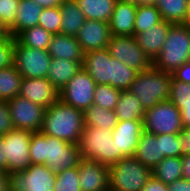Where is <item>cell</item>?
<instances>
[{
    "instance_id": "6da1fadb",
    "label": "cell",
    "mask_w": 190,
    "mask_h": 191,
    "mask_svg": "<svg viewBox=\"0 0 190 191\" xmlns=\"http://www.w3.org/2000/svg\"><path fill=\"white\" fill-rule=\"evenodd\" d=\"M31 164H45L55 173L78 166L79 144L68 143L41 132H32L29 145Z\"/></svg>"
},
{
    "instance_id": "7a4b0ae2",
    "label": "cell",
    "mask_w": 190,
    "mask_h": 191,
    "mask_svg": "<svg viewBox=\"0 0 190 191\" xmlns=\"http://www.w3.org/2000/svg\"><path fill=\"white\" fill-rule=\"evenodd\" d=\"M83 69L96 84L111 85L121 91L129 90L138 71L112 57L107 48L84 53Z\"/></svg>"
},
{
    "instance_id": "3957f363",
    "label": "cell",
    "mask_w": 190,
    "mask_h": 191,
    "mask_svg": "<svg viewBox=\"0 0 190 191\" xmlns=\"http://www.w3.org/2000/svg\"><path fill=\"white\" fill-rule=\"evenodd\" d=\"M84 126L83 111L58 99L46 108L40 132L68 143L79 144Z\"/></svg>"
},
{
    "instance_id": "277c9868",
    "label": "cell",
    "mask_w": 190,
    "mask_h": 191,
    "mask_svg": "<svg viewBox=\"0 0 190 191\" xmlns=\"http://www.w3.org/2000/svg\"><path fill=\"white\" fill-rule=\"evenodd\" d=\"M189 61L190 27L186 24L171 25L163 48L153 61V67L171 74Z\"/></svg>"
},
{
    "instance_id": "5b68a950",
    "label": "cell",
    "mask_w": 190,
    "mask_h": 191,
    "mask_svg": "<svg viewBox=\"0 0 190 191\" xmlns=\"http://www.w3.org/2000/svg\"><path fill=\"white\" fill-rule=\"evenodd\" d=\"M171 77L170 73L152 66L149 70L138 72L128 91L138 98L146 111L169 100Z\"/></svg>"
},
{
    "instance_id": "8992f818",
    "label": "cell",
    "mask_w": 190,
    "mask_h": 191,
    "mask_svg": "<svg viewBox=\"0 0 190 191\" xmlns=\"http://www.w3.org/2000/svg\"><path fill=\"white\" fill-rule=\"evenodd\" d=\"M80 156L111 166L120 160V151L112 138V130L99 127H86L82 130L79 141Z\"/></svg>"
},
{
    "instance_id": "52a82bcc",
    "label": "cell",
    "mask_w": 190,
    "mask_h": 191,
    "mask_svg": "<svg viewBox=\"0 0 190 191\" xmlns=\"http://www.w3.org/2000/svg\"><path fill=\"white\" fill-rule=\"evenodd\" d=\"M110 191H141L151 177V169L135 156L124 157L108 167Z\"/></svg>"
},
{
    "instance_id": "ba28073f",
    "label": "cell",
    "mask_w": 190,
    "mask_h": 191,
    "mask_svg": "<svg viewBox=\"0 0 190 191\" xmlns=\"http://www.w3.org/2000/svg\"><path fill=\"white\" fill-rule=\"evenodd\" d=\"M180 110L169 100L145 111L143 129L155 135L180 134L183 130Z\"/></svg>"
},
{
    "instance_id": "9c48e42d",
    "label": "cell",
    "mask_w": 190,
    "mask_h": 191,
    "mask_svg": "<svg viewBox=\"0 0 190 191\" xmlns=\"http://www.w3.org/2000/svg\"><path fill=\"white\" fill-rule=\"evenodd\" d=\"M56 173L45 164H31L20 173L8 174L9 191H54Z\"/></svg>"
},
{
    "instance_id": "30bf717a",
    "label": "cell",
    "mask_w": 190,
    "mask_h": 191,
    "mask_svg": "<svg viewBox=\"0 0 190 191\" xmlns=\"http://www.w3.org/2000/svg\"><path fill=\"white\" fill-rule=\"evenodd\" d=\"M51 60L48 50L28 48L15 39L13 65L22 78H47Z\"/></svg>"
},
{
    "instance_id": "8fae6325",
    "label": "cell",
    "mask_w": 190,
    "mask_h": 191,
    "mask_svg": "<svg viewBox=\"0 0 190 191\" xmlns=\"http://www.w3.org/2000/svg\"><path fill=\"white\" fill-rule=\"evenodd\" d=\"M32 131L14 129L4 134L7 174L20 173L31 165L29 154Z\"/></svg>"
},
{
    "instance_id": "7c38bea8",
    "label": "cell",
    "mask_w": 190,
    "mask_h": 191,
    "mask_svg": "<svg viewBox=\"0 0 190 191\" xmlns=\"http://www.w3.org/2000/svg\"><path fill=\"white\" fill-rule=\"evenodd\" d=\"M107 49L112 57L138 72L153 66L152 60L142 51L134 36L112 35Z\"/></svg>"
},
{
    "instance_id": "4fadbf2b",
    "label": "cell",
    "mask_w": 190,
    "mask_h": 191,
    "mask_svg": "<svg viewBox=\"0 0 190 191\" xmlns=\"http://www.w3.org/2000/svg\"><path fill=\"white\" fill-rule=\"evenodd\" d=\"M96 85L95 81L82 67L59 91V99L75 109L84 111L93 104Z\"/></svg>"
},
{
    "instance_id": "5bb4252c",
    "label": "cell",
    "mask_w": 190,
    "mask_h": 191,
    "mask_svg": "<svg viewBox=\"0 0 190 191\" xmlns=\"http://www.w3.org/2000/svg\"><path fill=\"white\" fill-rule=\"evenodd\" d=\"M15 129L40 132L46 108L17 95L7 101Z\"/></svg>"
},
{
    "instance_id": "9a60e30c",
    "label": "cell",
    "mask_w": 190,
    "mask_h": 191,
    "mask_svg": "<svg viewBox=\"0 0 190 191\" xmlns=\"http://www.w3.org/2000/svg\"><path fill=\"white\" fill-rule=\"evenodd\" d=\"M78 174L81 191H110L108 166L81 158Z\"/></svg>"
},
{
    "instance_id": "2e32d148",
    "label": "cell",
    "mask_w": 190,
    "mask_h": 191,
    "mask_svg": "<svg viewBox=\"0 0 190 191\" xmlns=\"http://www.w3.org/2000/svg\"><path fill=\"white\" fill-rule=\"evenodd\" d=\"M108 22L86 20L76 38L84 53L107 48L111 39Z\"/></svg>"
},
{
    "instance_id": "e0dca14e",
    "label": "cell",
    "mask_w": 190,
    "mask_h": 191,
    "mask_svg": "<svg viewBox=\"0 0 190 191\" xmlns=\"http://www.w3.org/2000/svg\"><path fill=\"white\" fill-rule=\"evenodd\" d=\"M143 130V120L118 121L112 130V138L117 145V151H120V160L134 156Z\"/></svg>"
},
{
    "instance_id": "ac0fdd59",
    "label": "cell",
    "mask_w": 190,
    "mask_h": 191,
    "mask_svg": "<svg viewBox=\"0 0 190 191\" xmlns=\"http://www.w3.org/2000/svg\"><path fill=\"white\" fill-rule=\"evenodd\" d=\"M19 95L45 108L59 99V91L47 78H23Z\"/></svg>"
},
{
    "instance_id": "d6986e66",
    "label": "cell",
    "mask_w": 190,
    "mask_h": 191,
    "mask_svg": "<svg viewBox=\"0 0 190 191\" xmlns=\"http://www.w3.org/2000/svg\"><path fill=\"white\" fill-rule=\"evenodd\" d=\"M137 5L131 0H117L108 22L112 35L134 36Z\"/></svg>"
},
{
    "instance_id": "ffe728a7",
    "label": "cell",
    "mask_w": 190,
    "mask_h": 191,
    "mask_svg": "<svg viewBox=\"0 0 190 191\" xmlns=\"http://www.w3.org/2000/svg\"><path fill=\"white\" fill-rule=\"evenodd\" d=\"M134 156L149 169H153L164 159V152L161 147V134L155 135L145 130L138 139Z\"/></svg>"
},
{
    "instance_id": "44dd1931",
    "label": "cell",
    "mask_w": 190,
    "mask_h": 191,
    "mask_svg": "<svg viewBox=\"0 0 190 191\" xmlns=\"http://www.w3.org/2000/svg\"><path fill=\"white\" fill-rule=\"evenodd\" d=\"M171 25V23L162 20L154 25V27H151V30L138 33L134 36L142 51L152 62L160 54Z\"/></svg>"
},
{
    "instance_id": "7402d4cb",
    "label": "cell",
    "mask_w": 190,
    "mask_h": 191,
    "mask_svg": "<svg viewBox=\"0 0 190 191\" xmlns=\"http://www.w3.org/2000/svg\"><path fill=\"white\" fill-rule=\"evenodd\" d=\"M48 52L52 58H64L83 64L84 52L74 36L66 34L52 35Z\"/></svg>"
},
{
    "instance_id": "603a6c76",
    "label": "cell",
    "mask_w": 190,
    "mask_h": 191,
    "mask_svg": "<svg viewBox=\"0 0 190 191\" xmlns=\"http://www.w3.org/2000/svg\"><path fill=\"white\" fill-rule=\"evenodd\" d=\"M82 65L73 60L52 58L47 80L60 91L79 72Z\"/></svg>"
},
{
    "instance_id": "cb8c5ba5",
    "label": "cell",
    "mask_w": 190,
    "mask_h": 191,
    "mask_svg": "<svg viewBox=\"0 0 190 191\" xmlns=\"http://www.w3.org/2000/svg\"><path fill=\"white\" fill-rule=\"evenodd\" d=\"M42 10L33 0H20L15 26L8 33L15 38L21 31L37 26Z\"/></svg>"
},
{
    "instance_id": "d4e9b609",
    "label": "cell",
    "mask_w": 190,
    "mask_h": 191,
    "mask_svg": "<svg viewBox=\"0 0 190 191\" xmlns=\"http://www.w3.org/2000/svg\"><path fill=\"white\" fill-rule=\"evenodd\" d=\"M62 16L60 33L76 37L86 21L75 0H63L59 5Z\"/></svg>"
},
{
    "instance_id": "484cf974",
    "label": "cell",
    "mask_w": 190,
    "mask_h": 191,
    "mask_svg": "<svg viewBox=\"0 0 190 191\" xmlns=\"http://www.w3.org/2000/svg\"><path fill=\"white\" fill-rule=\"evenodd\" d=\"M118 121L143 120L145 110L138 98L130 91H121L115 107Z\"/></svg>"
},
{
    "instance_id": "4316f807",
    "label": "cell",
    "mask_w": 190,
    "mask_h": 191,
    "mask_svg": "<svg viewBox=\"0 0 190 191\" xmlns=\"http://www.w3.org/2000/svg\"><path fill=\"white\" fill-rule=\"evenodd\" d=\"M86 20L109 22L117 0H75Z\"/></svg>"
},
{
    "instance_id": "83f0119b",
    "label": "cell",
    "mask_w": 190,
    "mask_h": 191,
    "mask_svg": "<svg viewBox=\"0 0 190 191\" xmlns=\"http://www.w3.org/2000/svg\"><path fill=\"white\" fill-rule=\"evenodd\" d=\"M83 118L86 127H99L102 130H113L118 123L114 110H107L95 104L83 111Z\"/></svg>"
},
{
    "instance_id": "f1b7e54d",
    "label": "cell",
    "mask_w": 190,
    "mask_h": 191,
    "mask_svg": "<svg viewBox=\"0 0 190 191\" xmlns=\"http://www.w3.org/2000/svg\"><path fill=\"white\" fill-rule=\"evenodd\" d=\"M161 18L172 25L186 24L188 0H157Z\"/></svg>"
},
{
    "instance_id": "f546056e",
    "label": "cell",
    "mask_w": 190,
    "mask_h": 191,
    "mask_svg": "<svg viewBox=\"0 0 190 191\" xmlns=\"http://www.w3.org/2000/svg\"><path fill=\"white\" fill-rule=\"evenodd\" d=\"M154 178L161 180L164 184L173 183L183 178L182 156L168 157L161 160L152 170Z\"/></svg>"
},
{
    "instance_id": "4dcf8cb0",
    "label": "cell",
    "mask_w": 190,
    "mask_h": 191,
    "mask_svg": "<svg viewBox=\"0 0 190 191\" xmlns=\"http://www.w3.org/2000/svg\"><path fill=\"white\" fill-rule=\"evenodd\" d=\"M22 79L14 65L0 69V100L8 101L19 95Z\"/></svg>"
},
{
    "instance_id": "1f68e13d",
    "label": "cell",
    "mask_w": 190,
    "mask_h": 191,
    "mask_svg": "<svg viewBox=\"0 0 190 191\" xmlns=\"http://www.w3.org/2000/svg\"><path fill=\"white\" fill-rule=\"evenodd\" d=\"M52 34L37 25L21 31L15 39L28 48L48 50Z\"/></svg>"
},
{
    "instance_id": "d6a6232c",
    "label": "cell",
    "mask_w": 190,
    "mask_h": 191,
    "mask_svg": "<svg viewBox=\"0 0 190 191\" xmlns=\"http://www.w3.org/2000/svg\"><path fill=\"white\" fill-rule=\"evenodd\" d=\"M162 21L156 5L137 6L134 22V36L151 30V27Z\"/></svg>"
},
{
    "instance_id": "836d02e7",
    "label": "cell",
    "mask_w": 190,
    "mask_h": 191,
    "mask_svg": "<svg viewBox=\"0 0 190 191\" xmlns=\"http://www.w3.org/2000/svg\"><path fill=\"white\" fill-rule=\"evenodd\" d=\"M121 90L111 85L97 84L94 92L93 104L107 110H115Z\"/></svg>"
},
{
    "instance_id": "e575fe53",
    "label": "cell",
    "mask_w": 190,
    "mask_h": 191,
    "mask_svg": "<svg viewBox=\"0 0 190 191\" xmlns=\"http://www.w3.org/2000/svg\"><path fill=\"white\" fill-rule=\"evenodd\" d=\"M54 191H81L78 166L56 173Z\"/></svg>"
},
{
    "instance_id": "d590c367",
    "label": "cell",
    "mask_w": 190,
    "mask_h": 191,
    "mask_svg": "<svg viewBox=\"0 0 190 191\" xmlns=\"http://www.w3.org/2000/svg\"><path fill=\"white\" fill-rule=\"evenodd\" d=\"M62 16L60 7L43 8L39 17L38 25L50 32L52 35L60 33Z\"/></svg>"
},
{
    "instance_id": "8d00e7d4",
    "label": "cell",
    "mask_w": 190,
    "mask_h": 191,
    "mask_svg": "<svg viewBox=\"0 0 190 191\" xmlns=\"http://www.w3.org/2000/svg\"><path fill=\"white\" fill-rule=\"evenodd\" d=\"M169 101L180 111L183 109V104H190V84L171 77Z\"/></svg>"
},
{
    "instance_id": "74e56055",
    "label": "cell",
    "mask_w": 190,
    "mask_h": 191,
    "mask_svg": "<svg viewBox=\"0 0 190 191\" xmlns=\"http://www.w3.org/2000/svg\"><path fill=\"white\" fill-rule=\"evenodd\" d=\"M20 0H0V22L8 30L15 26Z\"/></svg>"
},
{
    "instance_id": "f35d334b",
    "label": "cell",
    "mask_w": 190,
    "mask_h": 191,
    "mask_svg": "<svg viewBox=\"0 0 190 191\" xmlns=\"http://www.w3.org/2000/svg\"><path fill=\"white\" fill-rule=\"evenodd\" d=\"M161 147L165 158L183 155L180 145V134H161Z\"/></svg>"
},
{
    "instance_id": "ab89813d",
    "label": "cell",
    "mask_w": 190,
    "mask_h": 191,
    "mask_svg": "<svg viewBox=\"0 0 190 191\" xmlns=\"http://www.w3.org/2000/svg\"><path fill=\"white\" fill-rule=\"evenodd\" d=\"M15 38L10 34L0 39V69L13 65Z\"/></svg>"
},
{
    "instance_id": "60d3db41",
    "label": "cell",
    "mask_w": 190,
    "mask_h": 191,
    "mask_svg": "<svg viewBox=\"0 0 190 191\" xmlns=\"http://www.w3.org/2000/svg\"><path fill=\"white\" fill-rule=\"evenodd\" d=\"M14 129L8 103L5 100H0V134H7Z\"/></svg>"
},
{
    "instance_id": "b9f144b4",
    "label": "cell",
    "mask_w": 190,
    "mask_h": 191,
    "mask_svg": "<svg viewBox=\"0 0 190 191\" xmlns=\"http://www.w3.org/2000/svg\"><path fill=\"white\" fill-rule=\"evenodd\" d=\"M175 80L190 84V64L184 63L180 68L171 73Z\"/></svg>"
},
{
    "instance_id": "7bdbcfd3",
    "label": "cell",
    "mask_w": 190,
    "mask_h": 191,
    "mask_svg": "<svg viewBox=\"0 0 190 191\" xmlns=\"http://www.w3.org/2000/svg\"><path fill=\"white\" fill-rule=\"evenodd\" d=\"M141 191H168V188L167 184H164L161 180L151 175Z\"/></svg>"
},
{
    "instance_id": "ee69618b",
    "label": "cell",
    "mask_w": 190,
    "mask_h": 191,
    "mask_svg": "<svg viewBox=\"0 0 190 191\" xmlns=\"http://www.w3.org/2000/svg\"><path fill=\"white\" fill-rule=\"evenodd\" d=\"M180 145L183 155L190 154V127H184L180 133Z\"/></svg>"
},
{
    "instance_id": "f6af8a7d",
    "label": "cell",
    "mask_w": 190,
    "mask_h": 191,
    "mask_svg": "<svg viewBox=\"0 0 190 191\" xmlns=\"http://www.w3.org/2000/svg\"><path fill=\"white\" fill-rule=\"evenodd\" d=\"M168 191H190V181L182 178L167 185Z\"/></svg>"
},
{
    "instance_id": "bcb514c9",
    "label": "cell",
    "mask_w": 190,
    "mask_h": 191,
    "mask_svg": "<svg viewBox=\"0 0 190 191\" xmlns=\"http://www.w3.org/2000/svg\"><path fill=\"white\" fill-rule=\"evenodd\" d=\"M0 171L7 173V157L4 151V137L0 134Z\"/></svg>"
},
{
    "instance_id": "7dc6e473",
    "label": "cell",
    "mask_w": 190,
    "mask_h": 191,
    "mask_svg": "<svg viewBox=\"0 0 190 191\" xmlns=\"http://www.w3.org/2000/svg\"><path fill=\"white\" fill-rule=\"evenodd\" d=\"M183 178L190 181V154L182 155Z\"/></svg>"
},
{
    "instance_id": "c3c4849f",
    "label": "cell",
    "mask_w": 190,
    "mask_h": 191,
    "mask_svg": "<svg viewBox=\"0 0 190 191\" xmlns=\"http://www.w3.org/2000/svg\"><path fill=\"white\" fill-rule=\"evenodd\" d=\"M180 112L183 127H190V104H183V109Z\"/></svg>"
},
{
    "instance_id": "681fc988",
    "label": "cell",
    "mask_w": 190,
    "mask_h": 191,
    "mask_svg": "<svg viewBox=\"0 0 190 191\" xmlns=\"http://www.w3.org/2000/svg\"><path fill=\"white\" fill-rule=\"evenodd\" d=\"M42 8L57 7L63 0H33Z\"/></svg>"
},
{
    "instance_id": "f907efd6",
    "label": "cell",
    "mask_w": 190,
    "mask_h": 191,
    "mask_svg": "<svg viewBox=\"0 0 190 191\" xmlns=\"http://www.w3.org/2000/svg\"><path fill=\"white\" fill-rule=\"evenodd\" d=\"M0 191H9L8 174L0 171Z\"/></svg>"
},
{
    "instance_id": "816d5d0a",
    "label": "cell",
    "mask_w": 190,
    "mask_h": 191,
    "mask_svg": "<svg viewBox=\"0 0 190 191\" xmlns=\"http://www.w3.org/2000/svg\"><path fill=\"white\" fill-rule=\"evenodd\" d=\"M137 6L155 5L157 0H131Z\"/></svg>"
},
{
    "instance_id": "f5cc1de1",
    "label": "cell",
    "mask_w": 190,
    "mask_h": 191,
    "mask_svg": "<svg viewBox=\"0 0 190 191\" xmlns=\"http://www.w3.org/2000/svg\"><path fill=\"white\" fill-rule=\"evenodd\" d=\"M9 35L8 30L0 22V39L6 38Z\"/></svg>"
},
{
    "instance_id": "db71d44e",
    "label": "cell",
    "mask_w": 190,
    "mask_h": 191,
    "mask_svg": "<svg viewBox=\"0 0 190 191\" xmlns=\"http://www.w3.org/2000/svg\"><path fill=\"white\" fill-rule=\"evenodd\" d=\"M186 25L190 27V0H188V5H187V20H186Z\"/></svg>"
}]
</instances>
